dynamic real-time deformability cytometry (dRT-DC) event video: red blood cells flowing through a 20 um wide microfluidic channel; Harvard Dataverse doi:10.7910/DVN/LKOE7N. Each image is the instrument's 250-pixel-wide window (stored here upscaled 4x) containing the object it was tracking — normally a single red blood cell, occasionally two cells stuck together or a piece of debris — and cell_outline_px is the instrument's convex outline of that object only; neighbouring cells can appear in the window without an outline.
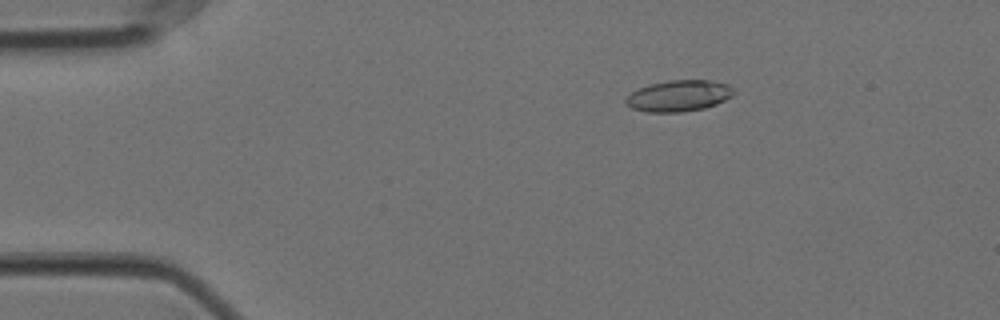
{"species": "Egyptian fruit bat (a non-hibernating species)", "species_latin": "Rousettus aegyptiacus", "temperature_condition": "cold", "stored_images_in_passage": 30, "camera_frame_rate_fps": 3000, "um_per_image_px": 0.085, "animal": {"sex": "female"}, "frame": {"image": 1, "passage_image": 8, "time_ms": 2.333, "image_size_px": [1000, 320], "cell_outline_px": [[736, 92], [732, 96], [716, 104], [704, 108], [680, 112], [648, 112], [632, 108], [624, 100], [632, 92], [648, 84], [668, 80], [708, 80], [728, 84]], "centroid_in_image_um": [57.71, 8.13], "position_along_channel_um": 27.3, "area_um2": 19.54}}
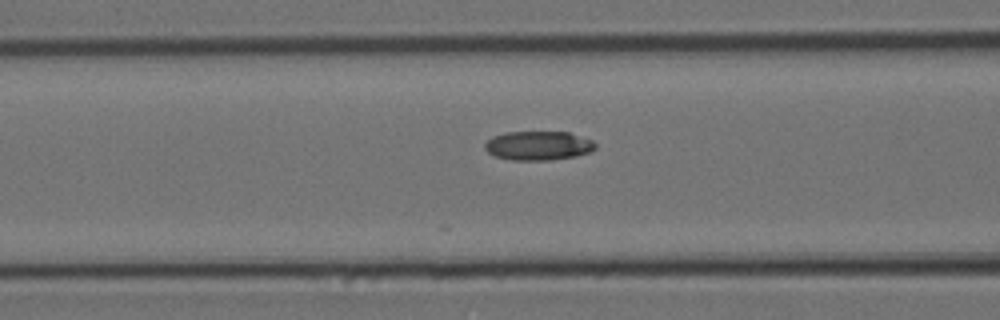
{"frame": {"image": 2, "passage_image": 21, "time_ms": 6.667, "image_size_px": [1000, 320], "cell_outline_px": [[596, 148], [592, 152], [576, 156], [548, 160], [512, 160], [496, 156], [488, 152], [484, 148], [484, 144], [492, 136], [504, 132], [568, 132], [592, 140], [596, 144]], "centroid_in_image_um": [45.76, 12.38], "position_along_channel_um": 120.8, "area_um2": 18.79}}
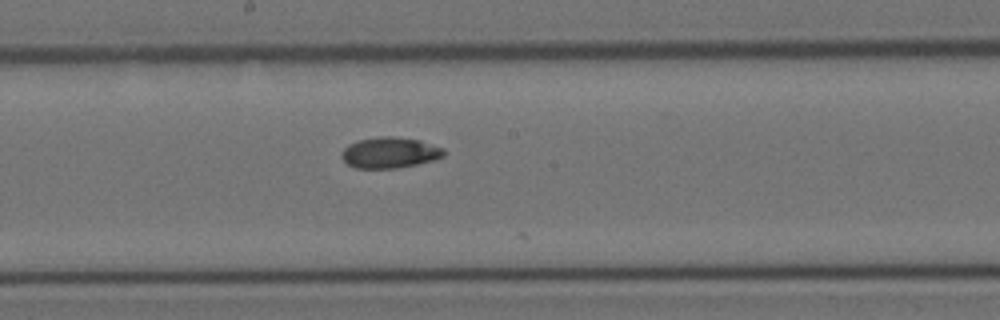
{"frame": {"image": 3, "passage_image": 29, "time_ms": 9.333, "image_size_px": [1000, 320], "cell_outline_px": [[444, 156], [432, 160], [416, 164], [396, 168], [356, 168], [348, 164], [340, 156], [344, 148], [348, 144], [356, 140], [380, 136], [392, 136], [420, 140], [444, 148]], "centroid_in_image_um": [33.11, 12.96], "position_along_channel_um": 215.1, "area_um2": 18.38}}